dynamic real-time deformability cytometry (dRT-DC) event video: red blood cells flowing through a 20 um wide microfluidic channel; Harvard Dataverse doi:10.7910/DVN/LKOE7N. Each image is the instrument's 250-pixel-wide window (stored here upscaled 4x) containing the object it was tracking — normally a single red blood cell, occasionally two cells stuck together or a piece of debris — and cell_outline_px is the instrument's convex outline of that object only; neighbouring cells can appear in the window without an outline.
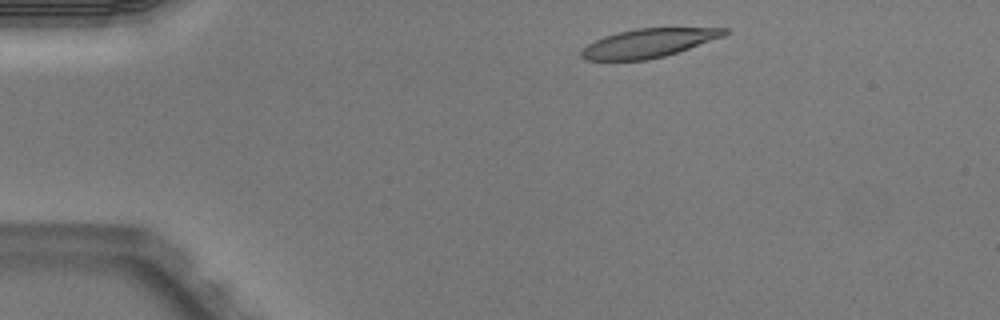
{"species": "Egyptian fruit bat (a non-hibernating species)", "species_latin": "Rousettus aegyptiacus", "temperature_condition": "warm", "stored_images_in_passage": 5, "camera_frame_rate_fps": 3000, "um_per_image_px": 0.085, "animal": {"sex": "male"}, "frame": {"image": 1, "passage_image": 1, "time_ms": 0.0, "image_size_px": [1000, 320], "cell_outline_px": [[728, 32], [724, 36], [664, 56], [648, 60], [584, 60], [580, 56], [580, 52], [588, 44], [604, 36], [636, 28], [728, 28]], "centroid_in_image_um": [55.09, 3.66], "position_along_channel_um": 29.9, "area_um2": 23.64}}
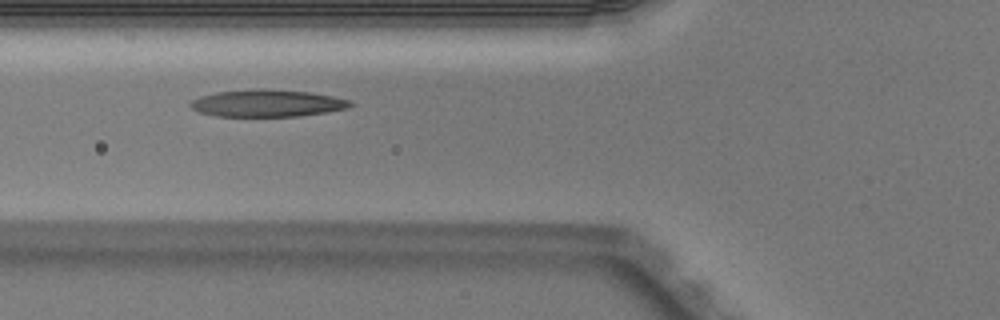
{"frame": {"image": 2, "passage_image": 4, "time_ms": 1.0, "image_size_px": [1000, 320], "cell_outline_px": [[356, 104], [352, 108], [300, 116], [216, 116], [200, 112], [192, 108], [188, 104], [192, 100], [200, 96], [216, 92], [260, 88], [264, 88], [312, 92], [332, 96], [348, 100]], "centroid_in_image_um": [22.76, 8.77], "position_along_channel_um": 103.0, "area_um2": 25.49}}
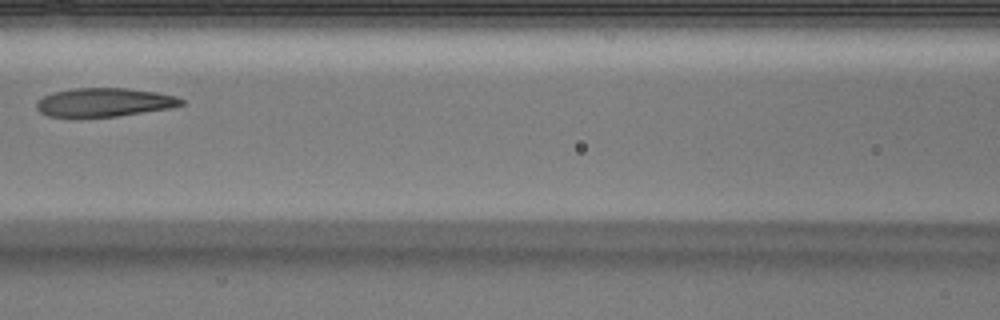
{"frame": {"image": 3, "passage_image": 5, "time_ms": 1.333, "image_size_px": [1000, 320], "cell_outline_px": [[184, 104], [168, 108], [116, 116], [48, 116], [40, 112], [36, 108], [36, 104], [44, 96], [56, 92], [72, 88], [124, 88], [156, 92], [176, 96], [184, 100]], "centroid_in_image_um": [8.87, 8.68], "position_along_channel_um": 157.7, "area_um2": 23.64}}